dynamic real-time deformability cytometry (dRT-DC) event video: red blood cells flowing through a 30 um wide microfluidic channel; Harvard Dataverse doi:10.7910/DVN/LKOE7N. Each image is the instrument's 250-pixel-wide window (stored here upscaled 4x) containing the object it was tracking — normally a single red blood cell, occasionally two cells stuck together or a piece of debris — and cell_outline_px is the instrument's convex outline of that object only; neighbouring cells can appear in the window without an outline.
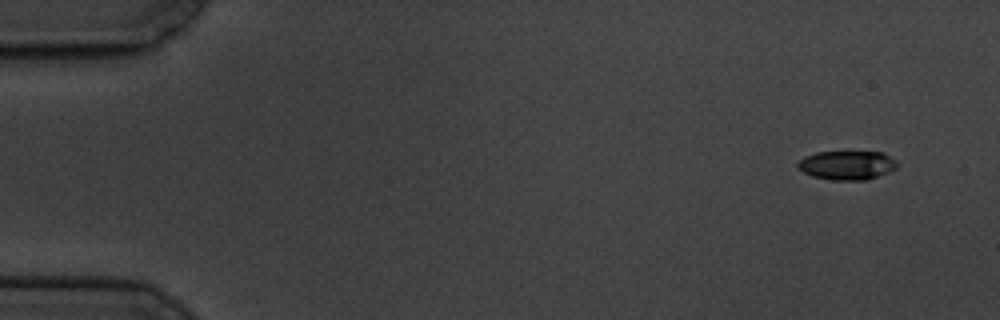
{"species": "common noctule bat (a hibernating species)", "species_latin": "Nyctalus noctula", "temperature_condition": "cold", "stored_images_in_passage": 6, "segment_of_instrument_passage": [1, 2], "camera_frame_rate_fps": 3000, "um_per_image_px": 0.085, "animal": {"sex": "male", "body_mass_g": 19.5, "forearm_length_mm": 54.6}, "frame": {"image": 1, "passage_image": 1, "time_ms": 0.0, "image_size_px": [1000, 320], "cell_outline_px": [[900, 164], [896, 168], [888, 172], [868, 180], [832, 180], [812, 176], [796, 168], [796, 164], [804, 156], [816, 152], [884, 152], [896, 160]], "centroid_in_image_um": [72.0, 14.04], "position_along_channel_um": 13.0, "area_um2": 16.99}}
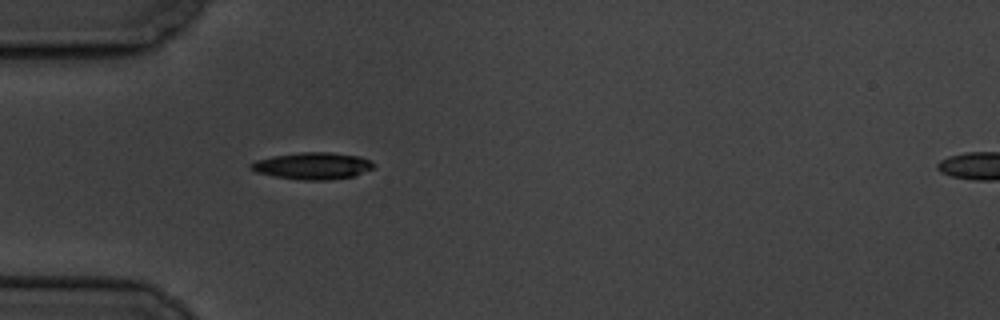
{"frame": {"image": 2, "passage_image": 5, "time_ms": 4.667, "image_size_px": [1000, 320], "cell_outline_px": [[376, 164], [372, 168], [352, 176], [324, 180], [304, 180], [276, 176], [256, 172], [248, 168], [248, 164], [256, 160], [272, 156], [300, 152], [332, 152], [360, 156], [372, 160]], "centroid_in_image_um": [26.56, 14.08], "position_along_channel_um": 58.4, "area_um2": 19.19}}